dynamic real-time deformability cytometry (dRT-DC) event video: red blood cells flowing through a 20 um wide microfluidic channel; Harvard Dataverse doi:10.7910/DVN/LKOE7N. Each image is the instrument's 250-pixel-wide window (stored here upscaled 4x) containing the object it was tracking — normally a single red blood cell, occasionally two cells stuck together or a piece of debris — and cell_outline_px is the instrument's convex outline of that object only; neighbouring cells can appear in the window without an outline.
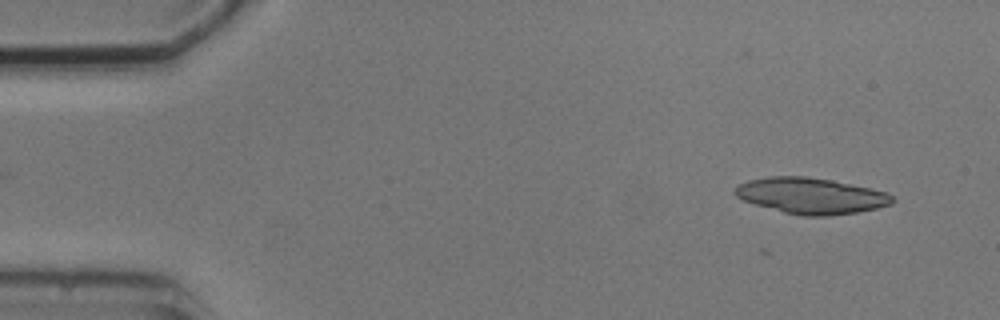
{"species": "common noctule bat (a hibernating species)", "species_latin": "Nyctalus noctula", "temperature_condition": "cold", "stored_images_in_passage": 2, "camera_frame_rate_fps": 3000, "um_per_image_px": 0.085, "animal": {"sex": "male", "body_mass_g": 20.5, "forearm_length_mm": 52.5}, "frame": {"image": 1, "passage_image": 2, "time_ms": 1.333, "image_size_px": [1000, 320], "cell_outline_px": [[896, 200], [892, 204], [876, 208], [856, 212], [828, 216], [804, 216], [784, 212], [756, 204], [744, 200], [736, 196], [732, 192], [732, 188], [748, 180], [768, 176], [804, 176], [832, 180], [872, 188], [888, 192]], "centroid_in_image_um": [68.94, 16.63], "position_along_channel_um": 16.1, "area_um2": 33.06}}